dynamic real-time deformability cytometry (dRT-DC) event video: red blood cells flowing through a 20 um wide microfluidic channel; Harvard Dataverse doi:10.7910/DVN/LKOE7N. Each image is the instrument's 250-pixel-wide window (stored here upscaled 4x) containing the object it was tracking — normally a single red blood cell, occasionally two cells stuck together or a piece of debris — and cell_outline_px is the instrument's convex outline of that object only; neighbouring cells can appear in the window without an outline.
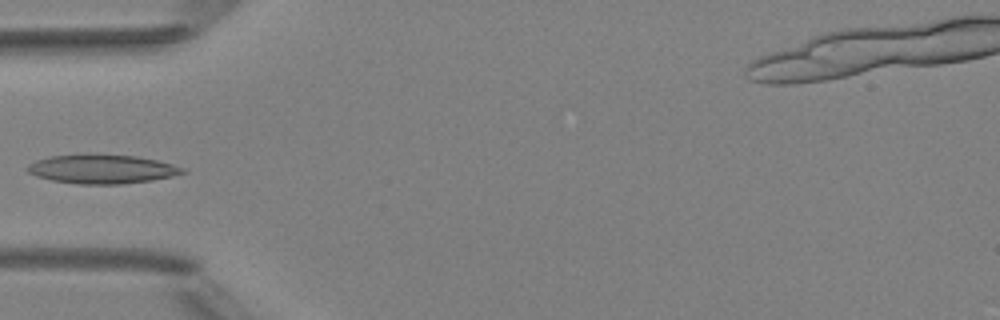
{"species": "Egyptian fruit bat (a non-hibernating species)", "species_latin": "Rousettus aegyptiacus", "temperature_condition": "room temperature", "stored_images_in_passage": 7, "camera_frame_rate_fps": 3000, "um_per_image_px": 0.085, "animal": {"sex": "female"}, "frame": {"image": 1, "passage_image": 6, "time_ms": 6.667, "image_size_px": [1000, 320], "cell_outline_px": [[188, 172], [172, 176], [152, 180], [120, 184], [80, 184], [52, 180], [36, 176], [28, 172], [24, 168], [28, 164], [36, 160], [52, 156], [136, 156], [156, 160], [172, 164], [184, 168]], "centroid_in_image_um": [8.68, 14.4], "position_along_channel_um": 76.3, "area_um2": 25.49}}
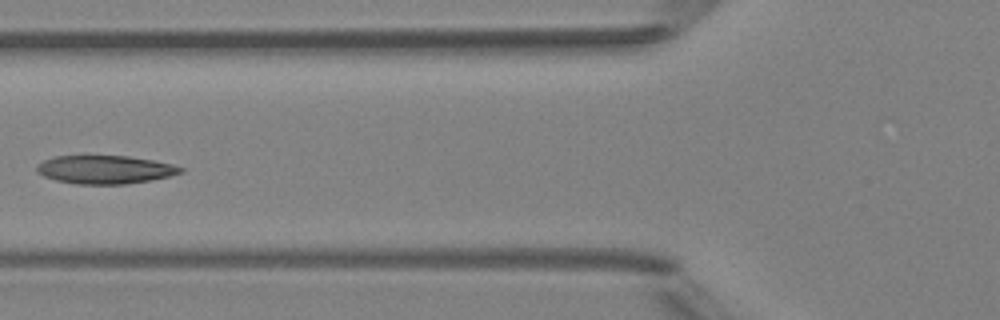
{"frame": {"image": 2, "passage_image": 7, "time_ms": 7.667, "image_size_px": [1000, 320], "cell_outline_px": [[184, 172], [152, 180], [124, 184], [76, 184], [56, 180], [44, 176], [36, 172], [36, 164], [44, 160], [56, 156], [128, 156], [152, 160], [172, 164], [184, 168]], "centroid_in_image_um": [8.91, 14.41], "position_along_channel_um": 116.9, "area_um2": 23.7}}